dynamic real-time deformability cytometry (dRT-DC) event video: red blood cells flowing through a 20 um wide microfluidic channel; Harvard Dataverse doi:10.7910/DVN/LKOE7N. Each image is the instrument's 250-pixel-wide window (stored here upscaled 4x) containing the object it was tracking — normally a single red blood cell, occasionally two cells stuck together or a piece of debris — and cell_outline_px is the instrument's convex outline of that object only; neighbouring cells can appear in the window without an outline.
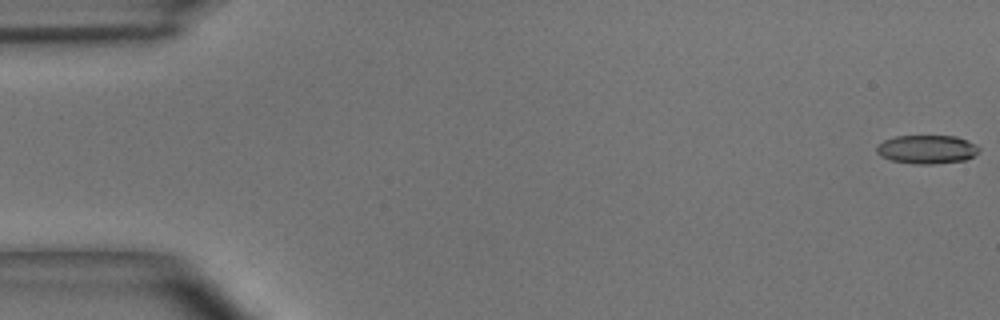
{"species": "common noctule bat (a hibernating species)", "species_latin": "Nyctalus noctula", "temperature_condition": "room temperature", "stored_images_in_passage": 51, "camera_frame_rate_fps": 3000, "um_per_image_px": 0.085, "animal": {"sex": "male", "body_mass_g": 15.6}, "frame": {"image": 1, "passage_image": 1, "time_ms": 0.0, "image_size_px": [1000, 320], "cell_outline_px": [[980, 152], [964, 160], [932, 164], [916, 164], [892, 160], [880, 156], [876, 152], [876, 148], [884, 140], [896, 136], [956, 136], [976, 144], [980, 148]], "centroid_in_image_um": [78.8, 12.69], "position_along_channel_um": 6.2, "area_um2": 16.99}}
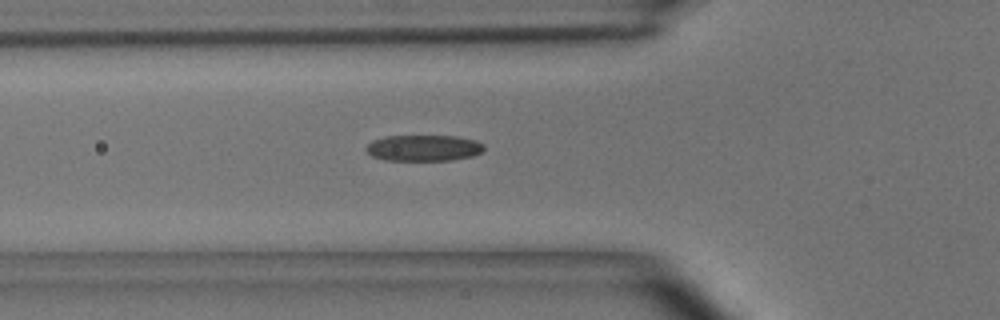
{"frame": {"image": 2, "passage_image": 18, "time_ms": 5.667, "image_size_px": [1000, 320], "cell_outline_px": [[484, 148], [480, 152], [472, 156], [452, 160], [384, 160], [372, 156], [364, 148], [372, 140], [384, 136], [456, 136], [476, 140], [484, 144]], "centroid_in_image_um": [35.99, 12.57], "position_along_channel_um": 89.8, "area_um2": 17.98}}
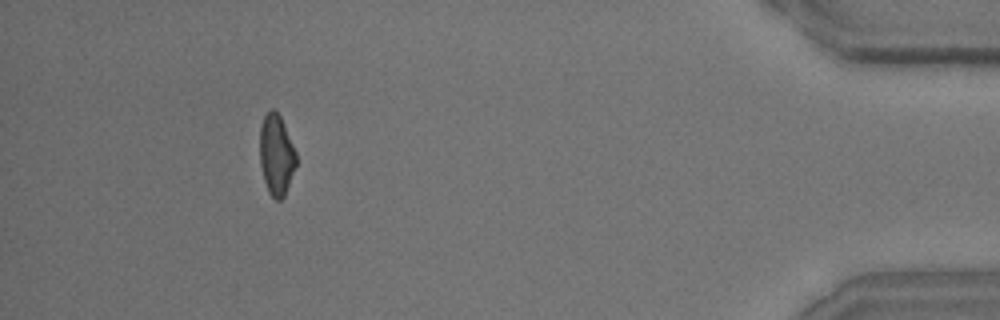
{"frame": {"image": 3, "passage_image": 47, "time_ms": 15.333, "image_size_px": [1000, 320], "cell_outline_px": [[296, 164], [284, 196], [280, 200], [276, 200], [268, 192], [264, 180], [260, 164], [260, 128], [264, 116], [272, 108], [280, 116], [296, 152]], "centroid_in_image_um": [23.48, 13.17], "position_along_channel_um": 411.7, "area_um2": 16.82}, "authors_computed_cell_mechanics": {"area_um2": 17.9758, "velocity_mm_per_s": 3.9492, "shape_relaxation_time_tau1_ms": 8.9763, "shape_relaxation_time_tau2_ms": 2.5186, "deformation_change_tau1": 0.1978, "deformation_change_tau2": 0.1085}}